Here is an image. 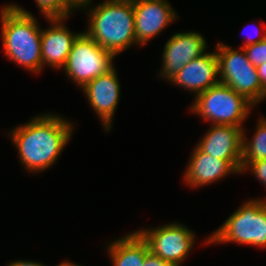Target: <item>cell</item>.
Here are the masks:
<instances>
[{"mask_svg":"<svg viewBox=\"0 0 266 266\" xmlns=\"http://www.w3.org/2000/svg\"><path fill=\"white\" fill-rule=\"evenodd\" d=\"M56 114H41L8 132L18 150L21 164L29 173L49 169L57 162L73 133V123Z\"/></svg>","mask_w":266,"mask_h":266,"instance_id":"cell-1","label":"cell"},{"mask_svg":"<svg viewBox=\"0 0 266 266\" xmlns=\"http://www.w3.org/2000/svg\"><path fill=\"white\" fill-rule=\"evenodd\" d=\"M0 13L3 53L15 64L38 74L42 70V29L36 17L17 4L4 5Z\"/></svg>","mask_w":266,"mask_h":266,"instance_id":"cell-2","label":"cell"},{"mask_svg":"<svg viewBox=\"0 0 266 266\" xmlns=\"http://www.w3.org/2000/svg\"><path fill=\"white\" fill-rule=\"evenodd\" d=\"M81 9H88V28L84 32L115 57L137 45L133 0H102Z\"/></svg>","mask_w":266,"mask_h":266,"instance_id":"cell-3","label":"cell"},{"mask_svg":"<svg viewBox=\"0 0 266 266\" xmlns=\"http://www.w3.org/2000/svg\"><path fill=\"white\" fill-rule=\"evenodd\" d=\"M205 240L206 245L235 242L239 245L266 248V200L256 198L244 201Z\"/></svg>","mask_w":266,"mask_h":266,"instance_id":"cell-4","label":"cell"},{"mask_svg":"<svg viewBox=\"0 0 266 266\" xmlns=\"http://www.w3.org/2000/svg\"><path fill=\"white\" fill-rule=\"evenodd\" d=\"M190 111L211 125L243 127L255 106L244 96L226 84L218 83L198 94L190 105Z\"/></svg>","mask_w":266,"mask_h":266,"instance_id":"cell-5","label":"cell"},{"mask_svg":"<svg viewBox=\"0 0 266 266\" xmlns=\"http://www.w3.org/2000/svg\"><path fill=\"white\" fill-rule=\"evenodd\" d=\"M215 51L218 57L219 81L244 96L254 106L266 99L256 66L248 60L243 48L236 50L218 42Z\"/></svg>","mask_w":266,"mask_h":266,"instance_id":"cell-6","label":"cell"},{"mask_svg":"<svg viewBox=\"0 0 266 266\" xmlns=\"http://www.w3.org/2000/svg\"><path fill=\"white\" fill-rule=\"evenodd\" d=\"M115 56L100 47L84 31L74 40L62 68L67 77L82 89L88 82L111 70Z\"/></svg>","mask_w":266,"mask_h":266,"instance_id":"cell-7","label":"cell"},{"mask_svg":"<svg viewBox=\"0 0 266 266\" xmlns=\"http://www.w3.org/2000/svg\"><path fill=\"white\" fill-rule=\"evenodd\" d=\"M136 232L148 244L151 253L173 266L182 265L196 241L195 233L186 225L177 222L156 228H143Z\"/></svg>","mask_w":266,"mask_h":266,"instance_id":"cell-8","label":"cell"},{"mask_svg":"<svg viewBox=\"0 0 266 266\" xmlns=\"http://www.w3.org/2000/svg\"><path fill=\"white\" fill-rule=\"evenodd\" d=\"M207 48L204 36L197 31L174 33L164 45L159 77L169 81L187 63L206 53Z\"/></svg>","mask_w":266,"mask_h":266,"instance_id":"cell-9","label":"cell"},{"mask_svg":"<svg viewBox=\"0 0 266 266\" xmlns=\"http://www.w3.org/2000/svg\"><path fill=\"white\" fill-rule=\"evenodd\" d=\"M133 9L136 42L141 46L178 18L168 0H133Z\"/></svg>","mask_w":266,"mask_h":266,"instance_id":"cell-10","label":"cell"},{"mask_svg":"<svg viewBox=\"0 0 266 266\" xmlns=\"http://www.w3.org/2000/svg\"><path fill=\"white\" fill-rule=\"evenodd\" d=\"M117 70L113 67L106 74L88 82L81 90L93 111L102 121L104 131L109 132L120 100V82Z\"/></svg>","mask_w":266,"mask_h":266,"instance_id":"cell-11","label":"cell"},{"mask_svg":"<svg viewBox=\"0 0 266 266\" xmlns=\"http://www.w3.org/2000/svg\"><path fill=\"white\" fill-rule=\"evenodd\" d=\"M243 128L211 125L196 146L204 153L229 161L241 174Z\"/></svg>","mask_w":266,"mask_h":266,"instance_id":"cell-12","label":"cell"},{"mask_svg":"<svg viewBox=\"0 0 266 266\" xmlns=\"http://www.w3.org/2000/svg\"><path fill=\"white\" fill-rule=\"evenodd\" d=\"M218 57L216 51L206 52L187 63L169 81L190 91L195 97L218 84L219 81Z\"/></svg>","mask_w":266,"mask_h":266,"instance_id":"cell-13","label":"cell"},{"mask_svg":"<svg viewBox=\"0 0 266 266\" xmlns=\"http://www.w3.org/2000/svg\"><path fill=\"white\" fill-rule=\"evenodd\" d=\"M67 19L46 18L51 26L41 33L42 70L47 65L57 70L63 68L74 40L81 33L71 32L65 25Z\"/></svg>","mask_w":266,"mask_h":266,"instance_id":"cell-14","label":"cell"},{"mask_svg":"<svg viewBox=\"0 0 266 266\" xmlns=\"http://www.w3.org/2000/svg\"><path fill=\"white\" fill-rule=\"evenodd\" d=\"M184 171V182L190 188L213 184L230 174L240 172L227 160L215 158L195 146Z\"/></svg>","mask_w":266,"mask_h":266,"instance_id":"cell-15","label":"cell"},{"mask_svg":"<svg viewBox=\"0 0 266 266\" xmlns=\"http://www.w3.org/2000/svg\"><path fill=\"white\" fill-rule=\"evenodd\" d=\"M112 266H143L148 244L133 231L107 244Z\"/></svg>","mask_w":266,"mask_h":266,"instance_id":"cell-16","label":"cell"},{"mask_svg":"<svg viewBox=\"0 0 266 266\" xmlns=\"http://www.w3.org/2000/svg\"><path fill=\"white\" fill-rule=\"evenodd\" d=\"M245 128H243V145H242V161L255 162L266 159V118L259 117L255 128L254 135L251 140L245 138Z\"/></svg>","mask_w":266,"mask_h":266,"instance_id":"cell-17","label":"cell"},{"mask_svg":"<svg viewBox=\"0 0 266 266\" xmlns=\"http://www.w3.org/2000/svg\"><path fill=\"white\" fill-rule=\"evenodd\" d=\"M37 7L46 18H69L78 10L69 0H35Z\"/></svg>","mask_w":266,"mask_h":266,"instance_id":"cell-18","label":"cell"},{"mask_svg":"<svg viewBox=\"0 0 266 266\" xmlns=\"http://www.w3.org/2000/svg\"><path fill=\"white\" fill-rule=\"evenodd\" d=\"M243 49L252 65L257 67L266 62V38Z\"/></svg>","mask_w":266,"mask_h":266,"instance_id":"cell-19","label":"cell"},{"mask_svg":"<svg viewBox=\"0 0 266 266\" xmlns=\"http://www.w3.org/2000/svg\"><path fill=\"white\" fill-rule=\"evenodd\" d=\"M247 170L253 173V175L266 186V159L255 162H241V173Z\"/></svg>","mask_w":266,"mask_h":266,"instance_id":"cell-20","label":"cell"},{"mask_svg":"<svg viewBox=\"0 0 266 266\" xmlns=\"http://www.w3.org/2000/svg\"><path fill=\"white\" fill-rule=\"evenodd\" d=\"M143 266H173L171 263L164 261L159 256L150 251L146 254Z\"/></svg>","mask_w":266,"mask_h":266,"instance_id":"cell-21","label":"cell"},{"mask_svg":"<svg viewBox=\"0 0 266 266\" xmlns=\"http://www.w3.org/2000/svg\"><path fill=\"white\" fill-rule=\"evenodd\" d=\"M263 28H262V30H261V32H258V36H257V34H256V36L255 37H250V36H248L247 38H246V40L244 41V43L240 46V48H244V47H246V46H249V45H252V44H255V43H257V42H259V41H262V40H264L265 38H266V26L264 25L263 26V23H262V25H261Z\"/></svg>","mask_w":266,"mask_h":266,"instance_id":"cell-22","label":"cell"},{"mask_svg":"<svg viewBox=\"0 0 266 266\" xmlns=\"http://www.w3.org/2000/svg\"><path fill=\"white\" fill-rule=\"evenodd\" d=\"M7 266H47L43 263H39L38 261H29V260H14L13 262H10Z\"/></svg>","mask_w":266,"mask_h":266,"instance_id":"cell-23","label":"cell"},{"mask_svg":"<svg viewBox=\"0 0 266 266\" xmlns=\"http://www.w3.org/2000/svg\"><path fill=\"white\" fill-rule=\"evenodd\" d=\"M256 68H257V71H258V75H259V79H260L261 85L266 91V62L263 63V64L258 65Z\"/></svg>","mask_w":266,"mask_h":266,"instance_id":"cell-24","label":"cell"},{"mask_svg":"<svg viewBox=\"0 0 266 266\" xmlns=\"http://www.w3.org/2000/svg\"><path fill=\"white\" fill-rule=\"evenodd\" d=\"M77 9H81L82 7L92 3V0H69Z\"/></svg>","mask_w":266,"mask_h":266,"instance_id":"cell-25","label":"cell"},{"mask_svg":"<svg viewBox=\"0 0 266 266\" xmlns=\"http://www.w3.org/2000/svg\"><path fill=\"white\" fill-rule=\"evenodd\" d=\"M57 266H82V265L76 264L71 261L69 262L68 260H66V261L60 262V264Z\"/></svg>","mask_w":266,"mask_h":266,"instance_id":"cell-26","label":"cell"}]
</instances>
